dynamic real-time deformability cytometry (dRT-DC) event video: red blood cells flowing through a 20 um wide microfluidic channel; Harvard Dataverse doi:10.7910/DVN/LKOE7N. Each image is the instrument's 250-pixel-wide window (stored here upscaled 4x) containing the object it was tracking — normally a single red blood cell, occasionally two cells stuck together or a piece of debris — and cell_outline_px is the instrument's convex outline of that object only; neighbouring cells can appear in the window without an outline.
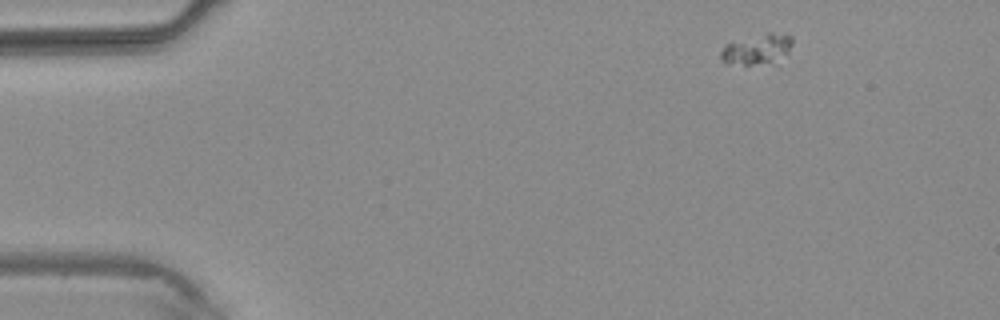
{"species": "common noctule bat (a hibernating species)", "species_latin": "Nyctalus noctula", "temperature_condition": "warm", "stored_images_in_passage": 3, "camera_frame_rate_fps": 3000, "um_per_image_px": 0.085, "animal": {"sex": "male", "body_mass_g": 20.4}, "frame": {"image": 1, "passage_image": 1, "time_ms": 0.0, "image_size_px": [1000, 320], "cell_outline_px": [[792, 44], [788, 52], [776, 64], [728, 64], [720, 56], [720, 52], [728, 44], [768, 32], [772, 32], [792, 36]], "centroid_in_image_um": [64.42, 4.21], "position_along_channel_um": 20.6, "area_um2": 12.48}}
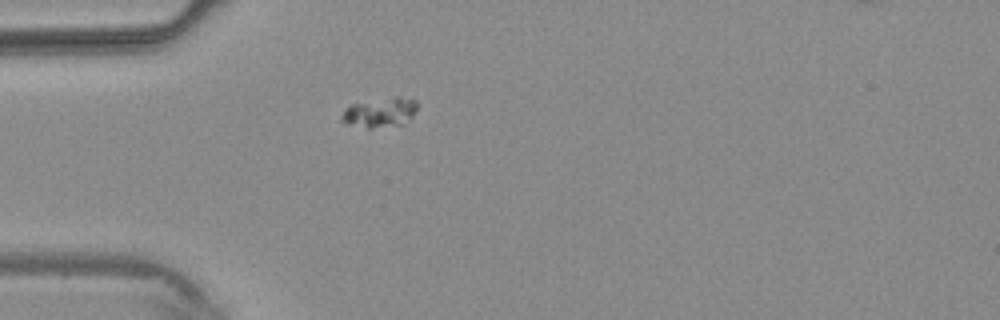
{"frame": {"image": 2, "passage_image": 3, "time_ms": 2.333, "image_size_px": [1000, 320], "cell_outline_px": [[416, 108], [412, 116], [400, 124], [372, 128], [368, 128], [348, 124], [340, 120], [340, 116], [352, 104], [396, 96], [416, 100]], "centroid_in_image_um": [32.28, 9.56], "position_along_channel_um": 52.7, "area_um2": 12.6}}